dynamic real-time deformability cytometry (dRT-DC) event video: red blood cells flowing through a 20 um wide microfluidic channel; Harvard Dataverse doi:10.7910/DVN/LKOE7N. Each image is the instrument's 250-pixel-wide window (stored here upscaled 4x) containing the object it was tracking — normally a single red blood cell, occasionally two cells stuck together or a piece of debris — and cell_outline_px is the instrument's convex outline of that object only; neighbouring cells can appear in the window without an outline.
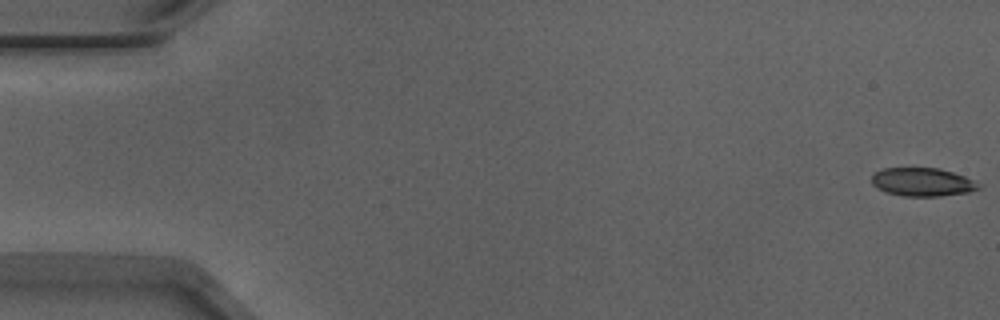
{"species": "Egyptian fruit bat (a non-hibernating species)", "species_latin": "Rousettus aegyptiacus", "temperature_condition": "warm", "stored_images_in_passage": 40, "camera_frame_rate_fps": 3000, "um_per_image_px": 0.085, "animal": {"sex": "male"}, "frame": {"image": 1, "passage_image": 1, "time_ms": 0.0, "image_size_px": [1000, 320], "cell_outline_px": [[980, 188], [968, 192], [940, 196], [904, 196], [884, 192], [876, 188], [872, 184], [872, 176], [876, 172], [884, 168], [940, 168], [964, 176], [980, 184]], "centroid_in_image_um": [78.38, 15.48], "position_along_channel_um": 6.6, "area_um2": 17.63}}
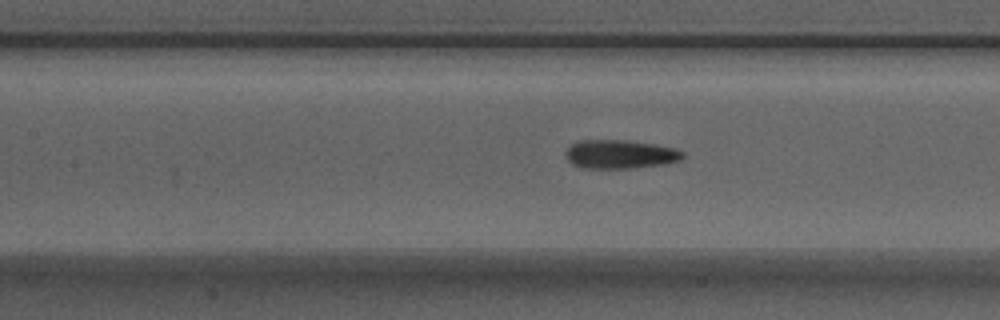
{"frame": {"image": 2, "passage_image": 24, "time_ms": 7.667, "image_size_px": [1000, 320], "cell_outline_px": [[684, 156], [680, 160], [664, 164], [632, 168], [580, 168], [572, 164], [568, 160], [564, 152], [576, 140], [628, 140], [676, 148], [684, 152]], "centroid_in_image_um": [52.69, 13.11], "position_along_channel_um": 154.7, "area_um2": 19.71}}
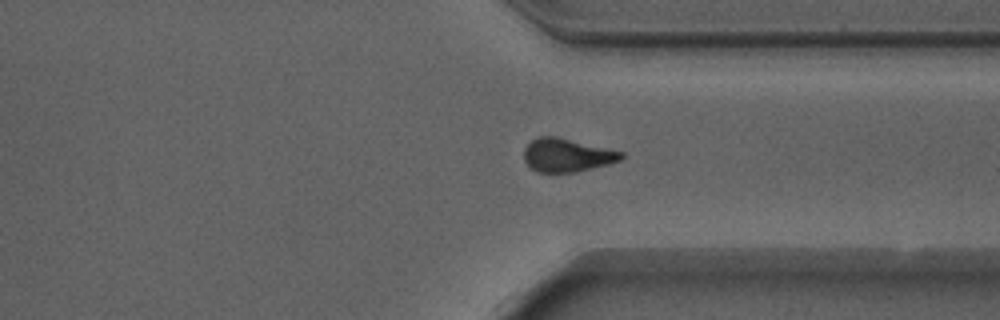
{"frame": {"image": 3, "passage_image": 40, "time_ms": 13.0, "image_size_px": [1000, 320], "cell_outline_px": [[624, 156], [620, 160], [608, 164], [576, 172], [536, 172], [524, 160], [524, 148], [532, 140], [540, 136], [556, 136], [624, 152]], "centroid_in_image_um": [48.19, 13.18], "position_along_channel_um": 363.2, "area_um2": 18.79}, "authors_computed_cell_mechanics": {"area_um2": 19.074, "velocity_mm_per_s": 3.915, "shape_relaxation_time_tau1_ms": 2.846, "shape_relaxation_time_tau2_ms": 2.2929, "deformation_change_tau1": 0.1274, "deformation_change_tau2": 0.1166}}